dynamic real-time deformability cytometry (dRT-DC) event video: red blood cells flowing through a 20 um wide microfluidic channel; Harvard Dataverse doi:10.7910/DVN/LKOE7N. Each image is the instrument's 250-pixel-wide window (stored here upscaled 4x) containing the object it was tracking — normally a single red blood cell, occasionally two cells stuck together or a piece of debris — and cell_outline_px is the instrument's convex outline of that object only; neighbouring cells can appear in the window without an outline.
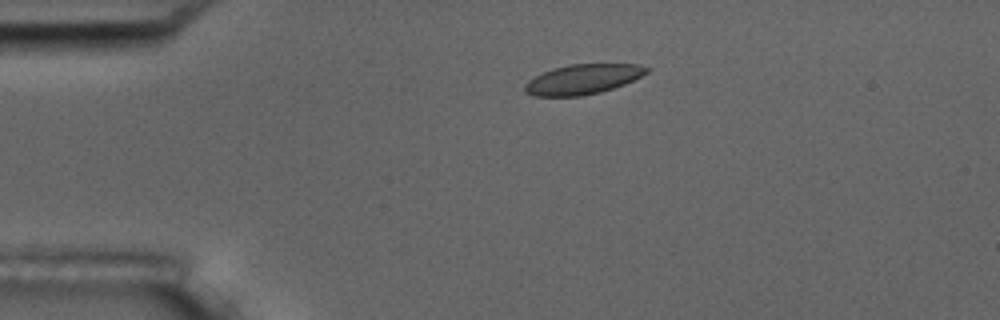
{"species": "common noctule bat (a hibernating species)", "species_latin": "Nyctalus noctula", "temperature_condition": "room temperature", "stored_images_in_passage": 2, "camera_frame_rate_fps": 3000, "um_per_image_px": 0.085, "animal": {"sex": "male", "body_mass_g": 17.5, "forearm_length_mm": 52.3}, "frame": {"image": 1, "passage_image": 1, "time_ms": 0.0, "image_size_px": [1000, 320], "cell_outline_px": [[652, 68], [648, 72], [624, 84], [600, 92], [580, 96], [532, 96], [524, 92], [524, 84], [528, 80], [552, 68], [568, 64], [640, 64]], "centroid_in_image_um": [49.52, 6.73], "position_along_channel_um": 35.5, "area_um2": 21.27}}